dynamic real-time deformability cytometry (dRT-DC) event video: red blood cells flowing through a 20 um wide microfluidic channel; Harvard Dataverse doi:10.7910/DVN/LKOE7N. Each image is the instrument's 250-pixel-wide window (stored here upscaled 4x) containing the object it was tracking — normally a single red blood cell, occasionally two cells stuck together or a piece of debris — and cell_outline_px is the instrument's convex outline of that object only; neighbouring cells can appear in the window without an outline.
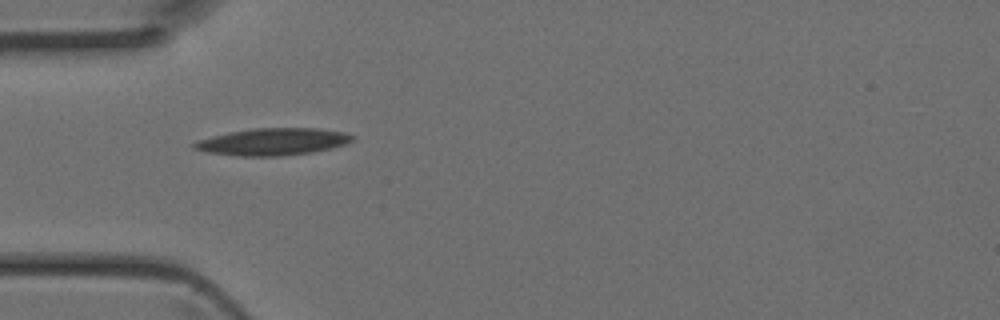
{"species": "Egyptian fruit bat (a non-hibernating species)", "species_latin": "Rousettus aegyptiacus", "temperature_condition": "room temperature", "stored_images_in_passage": 32, "camera_frame_rate_fps": 3000, "um_per_image_px": 0.085, "animal": {"sex": "female"}, "frame": {"image": 1, "passage_image": 1, "time_ms": 0.0, "image_size_px": [1000, 320], "cell_outline_px": [[356, 136], [352, 140], [344, 144], [332, 148], [312, 152], [280, 156], [240, 156], [208, 152], [192, 148], [192, 144], [196, 140], [228, 132], [252, 128], [316, 128], [344, 132]], "centroid_in_image_um": [23.17, 12.04], "position_along_channel_um": 61.8, "area_um2": 24.97}}
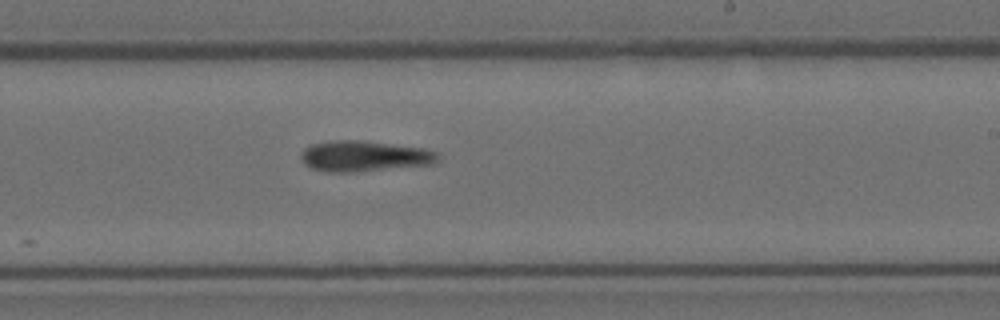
{"frame": {"image": 2, "passage_image": 14, "time_ms": 4.333, "image_size_px": [1000, 320], "cell_outline_px": [[440, 160], [432, 164], [356, 172], [328, 172], [312, 168], [304, 164], [300, 156], [304, 148], [312, 144], [332, 140], [356, 140], [424, 148], [440, 152]], "centroid_in_image_um": [30.98, 13.27], "position_along_channel_um": 258.0, "area_um2": 24.57}}
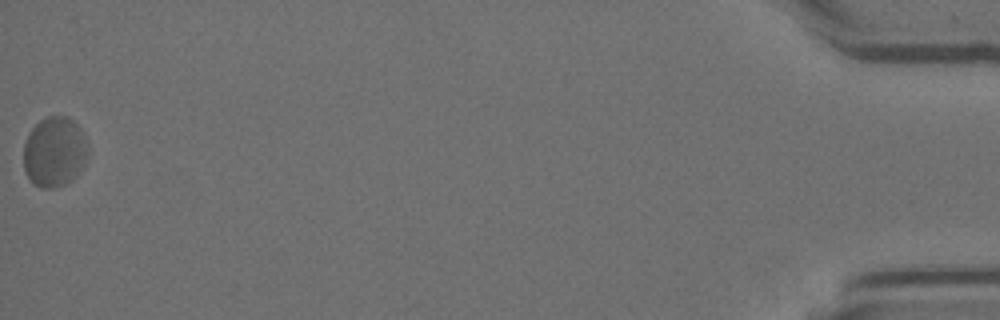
{"frame": {"image": 3, "passage_image": 32, "time_ms": 10.333, "image_size_px": [1000, 320], "cell_outline_px": [[88, 152], [84, 164], [72, 180], [56, 188], [40, 188], [32, 184], [24, 168], [24, 144], [28, 132], [40, 120], [48, 116], [68, 116], [80, 128], [88, 144]], "centroid_in_image_um": [4.62, 12.91], "position_along_channel_um": 430.6, "area_um2": 26.47}}